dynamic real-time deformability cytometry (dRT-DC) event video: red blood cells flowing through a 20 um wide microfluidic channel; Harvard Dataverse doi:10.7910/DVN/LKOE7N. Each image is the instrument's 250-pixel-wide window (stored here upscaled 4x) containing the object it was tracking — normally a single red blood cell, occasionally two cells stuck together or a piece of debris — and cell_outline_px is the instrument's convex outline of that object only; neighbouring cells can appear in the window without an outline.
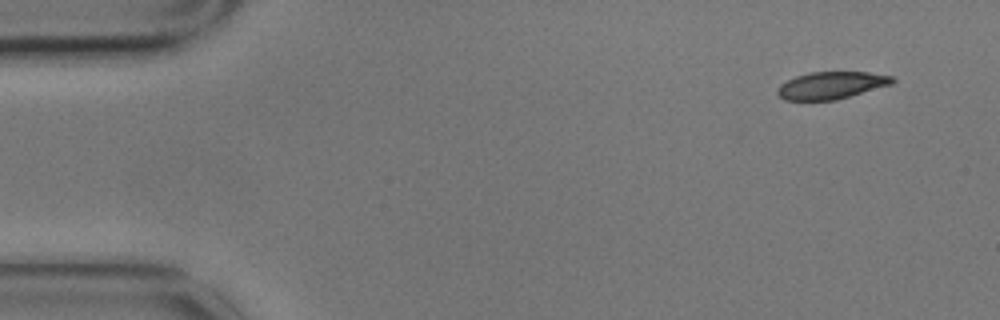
{"species": "common noctule bat (a hibernating species)", "species_latin": "Nyctalus noctula", "temperature_condition": "cold", "stored_images_in_passage": 5, "camera_frame_rate_fps": 3000, "um_per_image_px": 0.085, "animal": {"sex": "male", "body_mass_g": 17.9}, "frame": {"image": 1, "passage_image": 1, "time_ms": 0.0, "image_size_px": [1000, 320], "cell_outline_px": [[896, 80], [892, 84], [836, 100], [784, 100], [776, 92], [780, 84], [796, 76], [812, 72], [868, 72], [896, 76]], "centroid_in_image_um": [70.7, 7.25], "position_along_channel_um": 14.3, "area_um2": 18.26}}
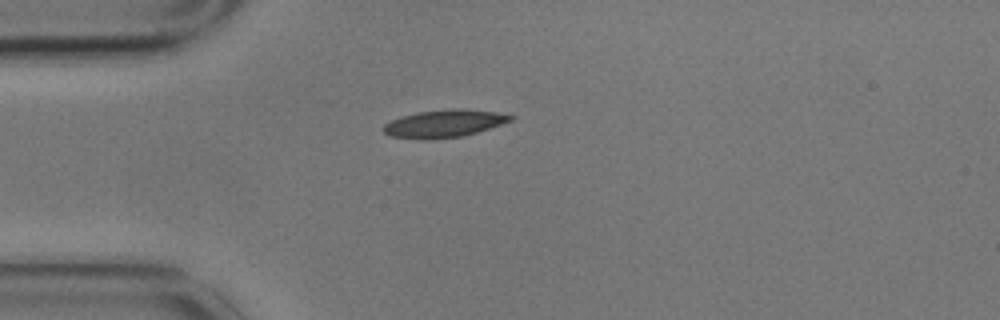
{"frame": {"image": 2, "passage_image": 4, "time_ms": 1.0, "image_size_px": [1000, 320], "cell_outline_px": [[516, 116], [512, 120], [476, 132], [460, 136], [424, 140], [392, 136], [384, 132], [380, 128], [384, 124], [392, 120], [416, 112], [452, 108], [464, 108], [496, 112]], "centroid_in_image_um": [37.73, 10.49], "position_along_channel_um": 47.3, "area_um2": 20.29}}